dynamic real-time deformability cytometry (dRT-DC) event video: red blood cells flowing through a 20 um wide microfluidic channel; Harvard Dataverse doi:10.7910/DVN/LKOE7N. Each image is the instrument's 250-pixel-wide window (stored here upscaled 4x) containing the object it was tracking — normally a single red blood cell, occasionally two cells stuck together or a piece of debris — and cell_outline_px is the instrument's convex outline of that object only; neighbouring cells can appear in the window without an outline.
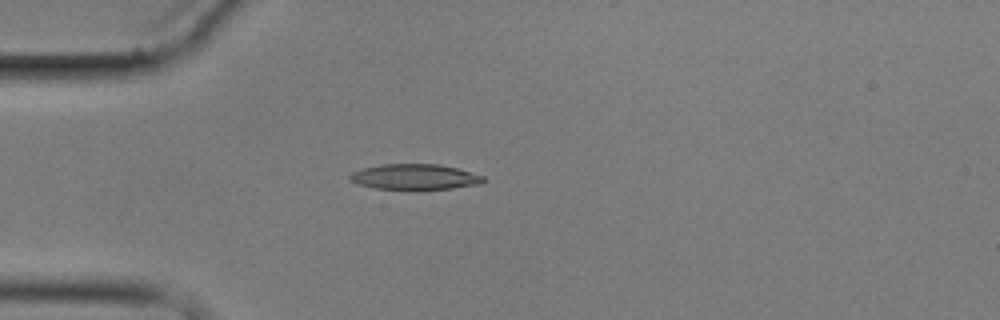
{"species": "common noctule bat (a hibernating species)", "species_latin": "Nyctalus noctula", "temperature_condition": "cold", "stored_images_in_passage": 4, "camera_frame_rate_fps": 3000, "um_per_image_px": 0.085, "animal": {"sex": "male", "body_mass_g": 17.9}, "frame": {"image": 1, "passage_image": 4, "time_ms": 3.333, "image_size_px": [1000, 320], "cell_outline_px": [[488, 180], [480, 184], [452, 188], [372, 188], [348, 180], [348, 176], [352, 172], [364, 168], [380, 164], [440, 164], [456, 168], [484, 176]], "centroid_in_image_um": [35.26, 15.01], "position_along_channel_um": 49.7, "area_um2": 19.54}}